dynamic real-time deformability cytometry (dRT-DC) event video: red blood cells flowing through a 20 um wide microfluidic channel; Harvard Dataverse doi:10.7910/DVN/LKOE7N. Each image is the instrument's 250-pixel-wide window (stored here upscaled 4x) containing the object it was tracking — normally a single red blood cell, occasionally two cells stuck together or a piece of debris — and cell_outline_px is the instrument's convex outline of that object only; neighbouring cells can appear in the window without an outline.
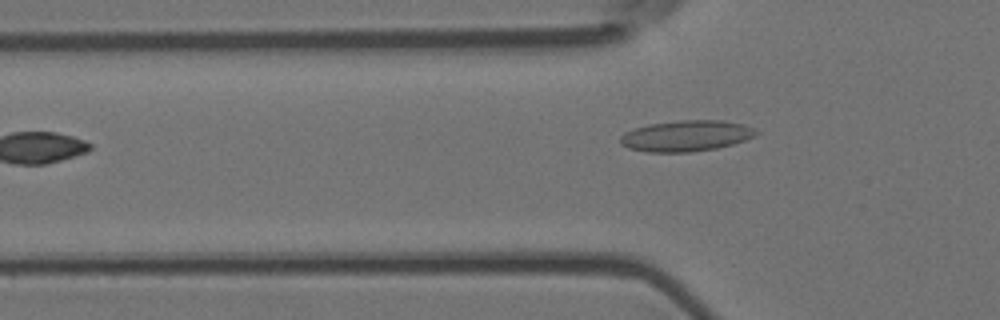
{"species": "Egyptian fruit bat (a non-hibernating species)", "species_latin": "Rousettus aegyptiacus", "temperature_condition": "room temperature", "stored_images_in_passage": 4, "camera_frame_rate_fps": 3000, "um_per_image_px": 0.085, "animal": {"sex": "female"}, "frame": {"image": 1, "passage_image": 4, "time_ms": 1.0, "image_size_px": [1000, 320], "cell_outline_px": [[760, 132], [756, 136], [732, 144], [716, 148], [692, 152], [648, 152], [628, 148], [620, 144], [620, 136], [624, 132], [648, 124], [680, 120], [724, 120], [744, 124], [756, 128]], "centroid_in_image_um": [58.35, 11.54], "position_along_channel_um": 67.4, "area_um2": 24.74}}